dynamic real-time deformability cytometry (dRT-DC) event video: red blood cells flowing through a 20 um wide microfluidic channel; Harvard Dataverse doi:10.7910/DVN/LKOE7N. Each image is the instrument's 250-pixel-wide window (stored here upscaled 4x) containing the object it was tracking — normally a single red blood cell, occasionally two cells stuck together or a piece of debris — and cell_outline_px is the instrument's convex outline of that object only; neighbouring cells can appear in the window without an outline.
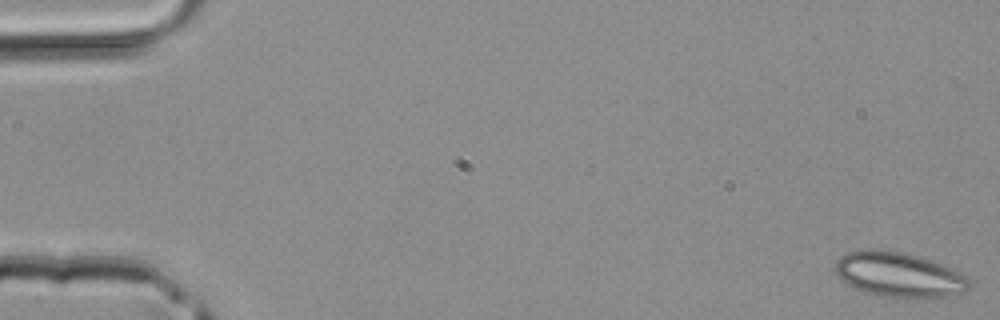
{"species": "common noctule bat (a hibernating species)", "species_latin": "Nyctalus noctula", "temperature_condition": "room temperature", "stored_images_in_passage": 45, "camera_frame_rate_fps": 3000, "um_per_image_px": 0.085, "animal": {"sex": "male", "body_mass_g": 20.4}, "frame": {"image": 1, "passage_image": 1, "time_ms": 0.0, "image_size_px": [1000, 320], "cell_outline_px": [[968, 288], [964, 292], [916, 300], [884, 296], [868, 292], [856, 288], [840, 280], [836, 276], [836, 260], [840, 256], [848, 252], [868, 248], [904, 252], [940, 264], [964, 276], [968, 284]], "centroid_in_image_um": [76.32, 23.35], "position_along_channel_um": 8.7, "area_um2": 34.62}}
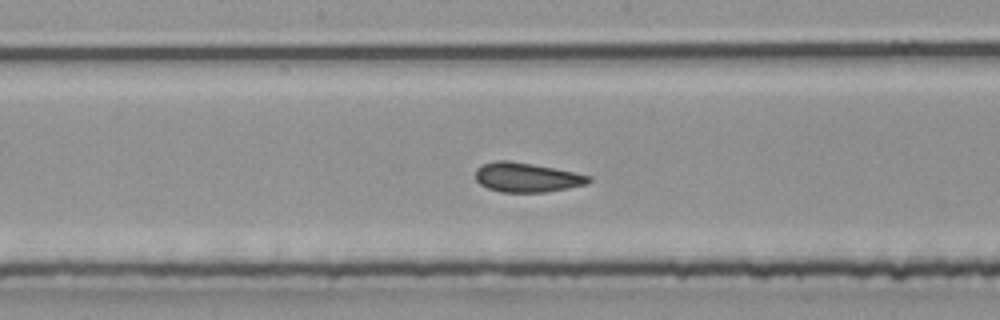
{"frame": {"image": 2, "passage_image": 24, "time_ms": 7.667, "image_size_px": [1000, 320], "cell_outline_px": [[592, 180], [588, 184], [568, 188], [544, 192], [500, 192], [488, 188], [480, 184], [476, 180], [476, 168], [484, 164], [496, 160], [508, 160], [556, 168], [592, 176]], "centroid_in_image_um": [44.8, 15.08], "position_along_channel_um": 203.4, "area_um2": 19.48}}
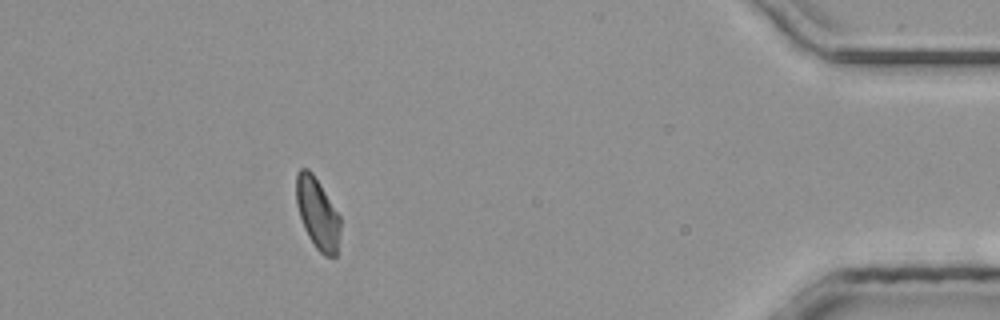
{"frame": {"image": 3, "passage_image": 41, "time_ms": 13.333, "image_size_px": [1000, 320], "cell_outline_px": [[340, 228], [336, 256], [324, 256], [316, 248], [308, 236], [304, 228], [296, 204], [296, 172], [300, 168], [308, 168], [312, 172], [320, 184], [340, 216]], "centroid_in_image_um": [26.97, 18.12], "position_along_channel_um": 408.2, "area_um2": 18.21}}